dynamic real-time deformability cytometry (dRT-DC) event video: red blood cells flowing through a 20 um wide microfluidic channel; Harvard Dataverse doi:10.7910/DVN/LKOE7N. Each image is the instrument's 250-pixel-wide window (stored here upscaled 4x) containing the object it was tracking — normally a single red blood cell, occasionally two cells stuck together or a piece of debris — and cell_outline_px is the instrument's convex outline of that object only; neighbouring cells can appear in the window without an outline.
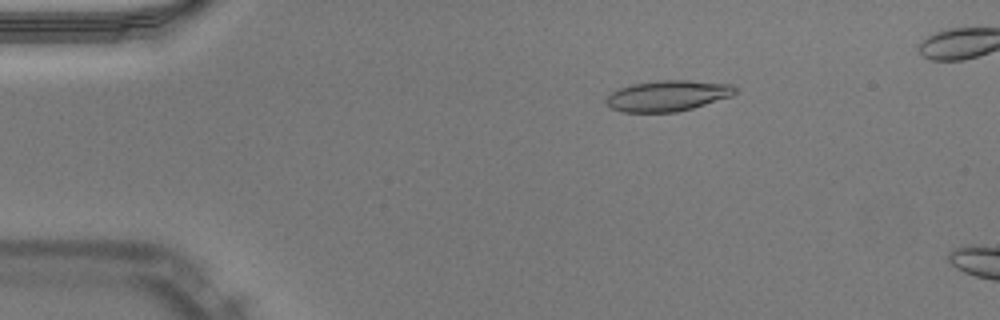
{"species": "Egyptian fruit bat (a non-hibernating species)", "species_latin": "Rousettus aegyptiacus", "temperature_condition": "warm", "stored_images_in_passage": 50, "camera_frame_rate_fps": 3000, "um_per_image_px": 0.085, "animal": {"sex": "male"}, "frame": {"image": 1, "passage_image": 9, "time_ms": 2.667, "image_size_px": [1000, 320], "cell_outline_px": [[736, 92], [732, 96], [692, 108], [676, 112], [620, 112], [612, 108], [604, 100], [612, 92], [620, 88], [632, 84], [660, 80], [688, 80], [732, 84], [736, 88]], "centroid_in_image_um": [56.76, 8.14], "position_along_channel_um": 28.2, "area_um2": 23.06}}
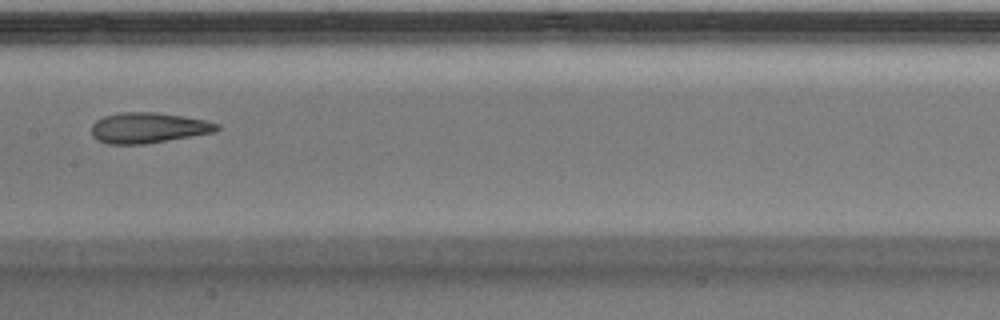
{"frame": {"image": 2, "passage_image": 26, "time_ms": 8.333, "image_size_px": [1000, 320], "cell_outline_px": [[220, 128], [216, 132], [144, 144], [108, 144], [92, 136], [92, 124], [96, 120], [104, 116], [120, 112], [156, 112], [204, 120], [220, 124]], "centroid_in_image_um": [12.6, 10.86], "position_along_channel_um": 194.8, "area_um2": 22.2}}
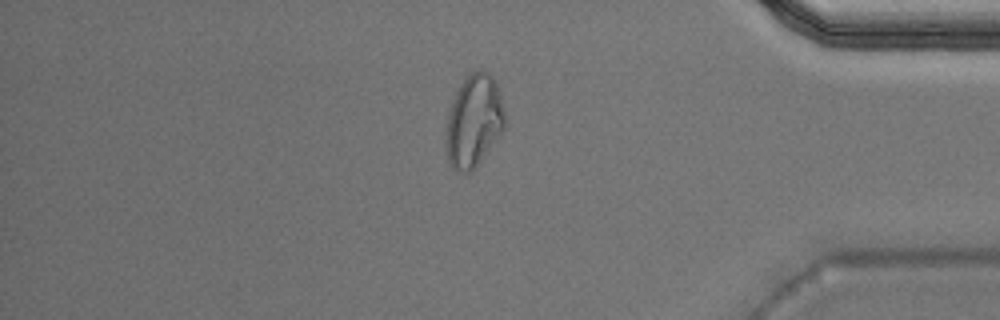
{"frame": {"image": 3, "passage_image": 43, "time_ms": 14.0, "image_size_px": [1000, 320], "cell_outline_px": [[508, 120], [504, 128], [496, 140], [472, 172], [460, 172], [452, 168], [448, 160], [444, 132], [448, 116], [456, 92], [460, 84], [472, 72], [480, 68], [484, 68], [496, 80]], "centroid_in_image_um": [40.3, 10.27], "position_along_channel_um": 394.9, "area_um2": 32.08}, "authors_computed_cell_mechanics": {"area_um2": 22.6576, "velocity_mm_per_s": 4.0, "shape_relaxation_time_tau1_ms": 8.1431, "shape_relaxation_time_tau2_ms": 1.7995, "deformation_change_tau1": 0.2538, "deformation_change_tau2": 0.1091}}